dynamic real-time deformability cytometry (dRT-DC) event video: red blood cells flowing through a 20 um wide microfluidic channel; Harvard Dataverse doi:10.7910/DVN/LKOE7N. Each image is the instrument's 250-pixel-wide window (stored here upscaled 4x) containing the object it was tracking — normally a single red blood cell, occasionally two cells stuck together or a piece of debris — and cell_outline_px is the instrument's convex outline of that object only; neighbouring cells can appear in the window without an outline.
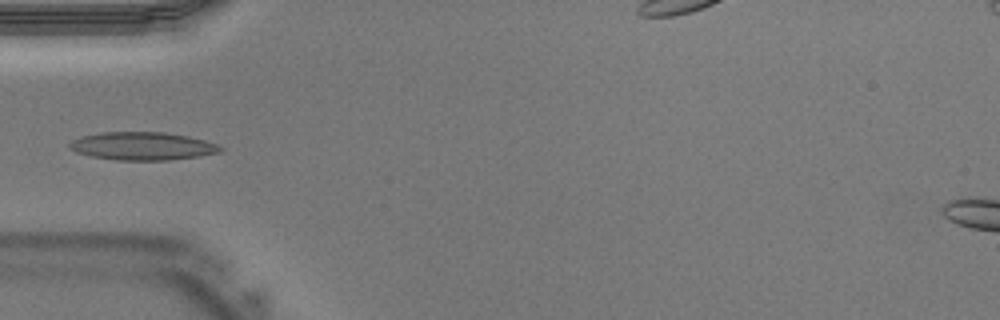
{"species": "Egyptian fruit bat (a non-hibernating species)", "species_latin": "Rousettus aegyptiacus", "temperature_condition": "warm", "stored_images_in_passage": 35, "camera_frame_rate_fps": 3000, "um_per_image_px": 0.085, "animal": {"sex": "male"}, "frame": {"image": 1, "passage_image": 6, "time_ms": 1.667, "image_size_px": [1000, 320], "cell_outline_px": [[224, 148], [220, 152], [200, 156], [172, 160], [116, 160], [92, 156], [76, 152], [68, 148], [68, 144], [72, 140], [80, 136], [104, 132], [164, 132], [188, 136], [204, 140], [216, 144]], "centroid_in_image_um": [12.1, 12.42], "position_along_channel_um": 72.9, "area_um2": 24.68}}